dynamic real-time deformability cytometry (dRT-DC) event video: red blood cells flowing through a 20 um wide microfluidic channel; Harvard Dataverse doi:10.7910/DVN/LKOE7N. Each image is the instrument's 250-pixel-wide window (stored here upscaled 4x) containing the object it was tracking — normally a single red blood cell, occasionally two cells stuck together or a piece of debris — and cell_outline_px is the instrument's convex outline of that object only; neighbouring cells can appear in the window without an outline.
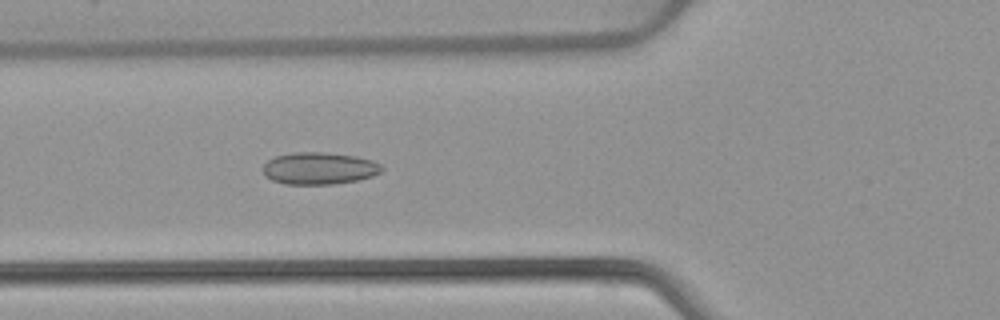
{"species": "common noctule bat (a hibernating species)", "species_latin": "Nyctalus noctula", "temperature_condition": "warm", "stored_images_in_passage": 52, "camera_frame_rate_fps": 3000, "um_per_image_px": 0.085, "animal": {"sex": "female", "body_mass_g": 22.7, "forearm_length_mm": 54.2}, "frame": {"image": 1, "passage_image": 19, "time_ms": 6.0, "image_size_px": [1000, 320], "cell_outline_px": [[384, 168], [380, 172], [372, 176], [356, 180], [332, 184], [284, 184], [272, 180], [264, 176], [264, 164], [268, 160], [276, 156], [292, 152], [324, 152], [356, 156], [372, 160], [380, 164]], "centroid_in_image_um": [27.12, 14.3], "position_along_channel_um": 98.7, "area_um2": 22.2}}
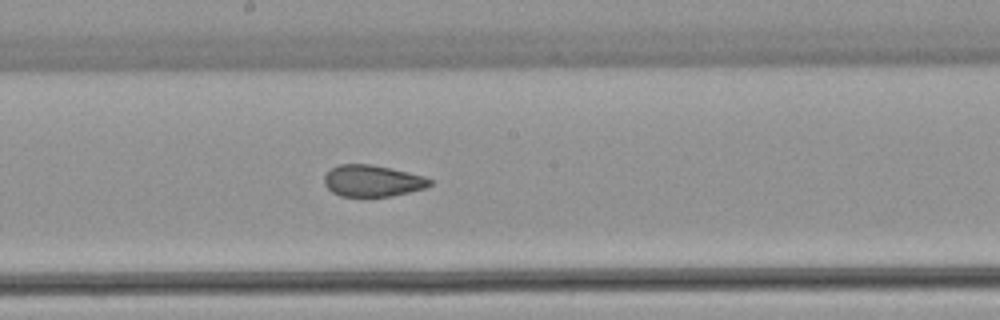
{"frame": {"image": 2, "passage_image": 28, "time_ms": 9.0, "image_size_px": [1000, 320], "cell_outline_px": [[432, 184], [424, 188], [392, 196], [340, 196], [332, 192], [324, 184], [324, 176], [332, 168], [340, 164], [372, 164], [392, 168], [424, 176], [432, 180]], "centroid_in_image_um": [31.66, 15.36], "position_along_channel_um": 216.5, "area_um2": 19.36}}
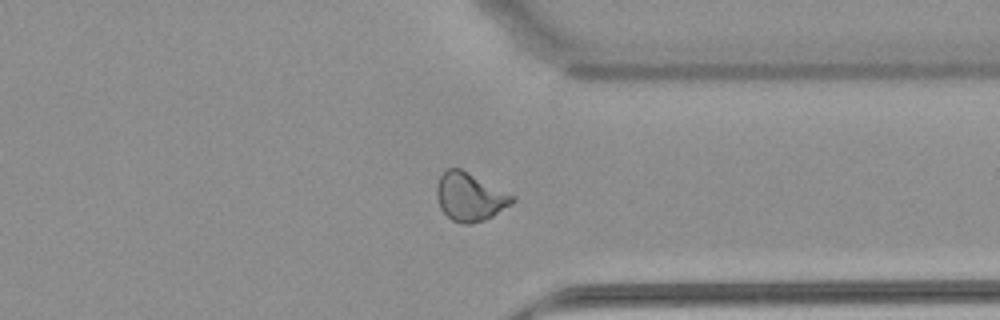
{"frame": {"image": 3, "passage_image": 40, "time_ms": 13.0, "image_size_px": [1000, 320], "cell_outline_px": [[516, 200], [512, 204], [492, 216], [484, 220], [472, 224], [464, 224], [452, 220], [440, 208], [436, 196], [436, 184], [440, 176], [448, 168], [460, 168], [516, 196]], "centroid_in_image_um": [39.94, 16.74], "position_along_channel_um": 371.5, "area_um2": 21.27}, "authors_computed_cell_mechanics": {"area_um2": 21.7906, "velocity_mm_per_s": 3.9241, "shape_relaxation_time_tau1_ms": null, "shape_relaxation_time_tau2_ms": 1.5045, "deformation_change_tau1": null, "deformation_change_tau2": 0.0756}}